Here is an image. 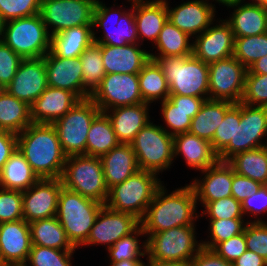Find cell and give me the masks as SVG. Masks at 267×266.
<instances>
[{"label":"cell","instance_id":"f6af8a7d","mask_svg":"<svg viewBox=\"0 0 267 266\" xmlns=\"http://www.w3.org/2000/svg\"><path fill=\"white\" fill-rule=\"evenodd\" d=\"M76 251H64L32 245L26 264L28 266H72Z\"/></svg>","mask_w":267,"mask_h":266},{"label":"cell","instance_id":"836d02e7","mask_svg":"<svg viewBox=\"0 0 267 266\" xmlns=\"http://www.w3.org/2000/svg\"><path fill=\"white\" fill-rule=\"evenodd\" d=\"M39 180L17 148L0 171V188L26 191Z\"/></svg>","mask_w":267,"mask_h":266},{"label":"cell","instance_id":"8fae6325","mask_svg":"<svg viewBox=\"0 0 267 266\" xmlns=\"http://www.w3.org/2000/svg\"><path fill=\"white\" fill-rule=\"evenodd\" d=\"M196 228V225L179 226L151 234L147 238V255L160 261L190 262L202 247Z\"/></svg>","mask_w":267,"mask_h":266},{"label":"cell","instance_id":"9c48e42d","mask_svg":"<svg viewBox=\"0 0 267 266\" xmlns=\"http://www.w3.org/2000/svg\"><path fill=\"white\" fill-rule=\"evenodd\" d=\"M267 138V107L235 103L234 143H229L218 159L228 162L236 154L263 147Z\"/></svg>","mask_w":267,"mask_h":266},{"label":"cell","instance_id":"6f0895ef","mask_svg":"<svg viewBox=\"0 0 267 266\" xmlns=\"http://www.w3.org/2000/svg\"><path fill=\"white\" fill-rule=\"evenodd\" d=\"M189 266H233V264L226 261L214 250L202 246L189 262Z\"/></svg>","mask_w":267,"mask_h":266},{"label":"cell","instance_id":"5b68a950","mask_svg":"<svg viewBox=\"0 0 267 266\" xmlns=\"http://www.w3.org/2000/svg\"><path fill=\"white\" fill-rule=\"evenodd\" d=\"M162 182L158 174L138 170L124 182L109 189L105 205L114 211L129 213L141 220L157 189L164 184Z\"/></svg>","mask_w":267,"mask_h":266},{"label":"cell","instance_id":"ab89813d","mask_svg":"<svg viewBox=\"0 0 267 266\" xmlns=\"http://www.w3.org/2000/svg\"><path fill=\"white\" fill-rule=\"evenodd\" d=\"M228 163L237 174L267 185V153L263 147L238 153Z\"/></svg>","mask_w":267,"mask_h":266},{"label":"cell","instance_id":"d6986e66","mask_svg":"<svg viewBox=\"0 0 267 266\" xmlns=\"http://www.w3.org/2000/svg\"><path fill=\"white\" fill-rule=\"evenodd\" d=\"M209 0H191L170 8L166 1L168 20L191 38L201 34L216 21V6Z\"/></svg>","mask_w":267,"mask_h":266},{"label":"cell","instance_id":"f546056e","mask_svg":"<svg viewBox=\"0 0 267 266\" xmlns=\"http://www.w3.org/2000/svg\"><path fill=\"white\" fill-rule=\"evenodd\" d=\"M134 18L139 44L142 45L146 39L155 44L168 20L166 1L134 0Z\"/></svg>","mask_w":267,"mask_h":266},{"label":"cell","instance_id":"4dcf8cb0","mask_svg":"<svg viewBox=\"0 0 267 266\" xmlns=\"http://www.w3.org/2000/svg\"><path fill=\"white\" fill-rule=\"evenodd\" d=\"M100 158L108 190L140 170L131 144L120 143Z\"/></svg>","mask_w":267,"mask_h":266},{"label":"cell","instance_id":"7bdbcfd3","mask_svg":"<svg viewBox=\"0 0 267 266\" xmlns=\"http://www.w3.org/2000/svg\"><path fill=\"white\" fill-rule=\"evenodd\" d=\"M267 55V32L246 37H234L233 56L247 69Z\"/></svg>","mask_w":267,"mask_h":266},{"label":"cell","instance_id":"d6a6232c","mask_svg":"<svg viewBox=\"0 0 267 266\" xmlns=\"http://www.w3.org/2000/svg\"><path fill=\"white\" fill-rule=\"evenodd\" d=\"M92 42V25L76 26L51 36V51L58 57L77 58Z\"/></svg>","mask_w":267,"mask_h":266},{"label":"cell","instance_id":"30bf717a","mask_svg":"<svg viewBox=\"0 0 267 266\" xmlns=\"http://www.w3.org/2000/svg\"><path fill=\"white\" fill-rule=\"evenodd\" d=\"M159 125L150 121L130 143L139 169L158 175L169 170L176 160L174 159L173 136Z\"/></svg>","mask_w":267,"mask_h":266},{"label":"cell","instance_id":"6da1fadb","mask_svg":"<svg viewBox=\"0 0 267 266\" xmlns=\"http://www.w3.org/2000/svg\"><path fill=\"white\" fill-rule=\"evenodd\" d=\"M197 205L196 194L190 183L173 190L170 194L162 184L140 220L146 239L153 233L173 227L196 225L200 217L197 214Z\"/></svg>","mask_w":267,"mask_h":266},{"label":"cell","instance_id":"89a4df30","mask_svg":"<svg viewBox=\"0 0 267 266\" xmlns=\"http://www.w3.org/2000/svg\"><path fill=\"white\" fill-rule=\"evenodd\" d=\"M266 141H264V145H263V148L265 149L266 153H267V138L265 139Z\"/></svg>","mask_w":267,"mask_h":266},{"label":"cell","instance_id":"8992f818","mask_svg":"<svg viewBox=\"0 0 267 266\" xmlns=\"http://www.w3.org/2000/svg\"><path fill=\"white\" fill-rule=\"evenodd\" d=\"M65 188L105 205L108 188L100 157L72 155L66 158L61 177Z\"/></svg>","mask_w":267,"mask_h":266},{"label":"cell","instance_id":"f907efd6","mask_svg":"<svg viewBox=\"0 0 267 266\" xmlns=\"http://www.w3.org/2000/svg\"><path fill=\"white\" fill-rule=\"evenodd\" d=\"M247 250L252 251L267 261V224L248 222L244 229Z\"/></svg>","mask_w":267,"mask_h":266},{"label":"cell","instance_id":"f1b7e54d","mask_svg":"<svg viewBox=\"0 0 267 266\" xmlns=\"http://www.w3.org/2000/svg\"><path fill=\"white\" fill-rule=\"evenodd\" d=\"M173 149L174 159L182 156L187 166L199 172L219 161L211 142L189 132L173 136Z\"/></svg>","mask_w":267,"mask_h":266},{"label":"cell","instance_id":"7a4b0ae2","mask_svg":"<svg viewBox=\"0 0 267 266\" xmlns=\"http://www.w3.org/2000/svg\"><path fill=\"white\" fill-rule=\"evenodd\" d=\"M17 148L39 179H61L67 156L53 124H30L17 135Z\"/></svg>","mask_w":267,"mask_h":266},{"label":"cell","instance_id":"d590c367","mask_svg":"<svg viewBox=\"0 0 267 266\" xmlns=\"http://www.w3.org/2000/svg\"><path fill=\"white\" fill-rule=\"evenodd\" d=\"M30 124V106L4 89L0 94V129L18 135Z\"/></svg>","mask_w":267,"mask_h":266},{"label":"cell","instance_id":"603a6c76","mask_svg":"<svg viewBox=\"0 0 267 266\" xmlns=\"http://www.w3.org/2000/svg\"><path fill=\"white\" fill-rule=\"evenodd\" d=\"M201 178H194L190 182L197 202L205 207L209 202L224 197H231L232 166L228 162L218 161L206 170L200 171Z\"/></svg>","mask_w":267,"mask_h":266},{"label":"cell","instance_id":"f5cc1de1","mask_svg":"<svg viewBox=\"0 0 267 266\" xmlns=\"http://www.w3.org/2000/svg\"><path fill=\"white\" fill-rule=\"evenodd\" d=\"M23 59L3 41L0 42V84L6 88Z\"/></svg>","mask_w":267,"mask_h":266},{"label":"cell","instance_id":"a7ac6f4b","mask_svg":"<svg viewBox=\"0 0 267 266\" xmlns=\"http://www.w3.org/2000/svg\"><path fill=\"white\" fill-rule=\"evenodd\" d=\"M0 266H28V265L25 263V264H6V265H0Z\"/></svg>","mask_w":267,"mask_h":266},{"label":"cell","instance_id":"2644e50d","mask_svg":"<svg viewBox=\"0 0 267 266\" xmlns=\"http://www.w3.org/2000/svg\"><path fill=\"white\" fill-rule=\"evenodd\" d=\"M4 87L0 84V94L4 91Z\"/></svg>","mask_w":267,"mask_h":266},{"label":"cell","instance_id":"e7e4bbea","mask_svg":"<svg viewBox=\"0 0 267 266\" xmlns=\"http://www.w3.org/2000/svg\"><path fill=\"white\" fill-rule=\"evenodd\" d=\"M4 25H5V21L3 20L2 16L0 15V42L3 41Z\"/></svg>","mask_w":267,"mask_h":266},{"label":"cell","instance_id":"b9f144b4","mask_svg":"<svg viewBox=\"0 0 267 266\" xmlns=\"http://www.w3.org/2000/svg\"><path fill=\"white\" fill-rule=\"evenodd\" d=\"M145 237L141 226H139L133 233L122 237L113 246L109 247L108 258L110 263H117L122 260H141V257L147 256V239L140 242V237ZM139 237V239H138ZM141 244H140V243Z\"/></svg>","mask_w":267,"mask_h":266},{"label":"cell","instance_id":"3957f363","mask_svg":"<svg viewBox=\"0 0 267 266\" xmlns=\"http://www.w3.org/2000/svg\"><path fill=\"white\" fill-rule=\"evenodd\" d=\"M160 66L170 94L209 98V68L194 55L150 57Z\"/></svg>","mask_w":267,"mask_h":266},{"label":"cell","instance_id":"9a60e30c","mask_svg":"<svg viewBox=\"0 0 267 266\" xmlns=\"http://www.w3.org/2000/svg\"><path fill=\"white\" fill-rule=\"evenodd\" d=\"M90 99L105 112L117 107L144 103L140 92L138 74H106Z\"/></svg>","mask_w":267,"mask_h":266},{"label":"cell","instance_id":"277c9868","mask_svg":"<svg viewBox=\"0 0 267 266\" xmlns=\"http://www.w3.org/2000/svg\"><path fill=\"white\" fill-rule=\"evenodd\" d=\"M104 204L62 187L56 217L76 248L86 242L97 214Z\"/></svg>","mask_w":267,"mask_h":266},{"label":"cell","instance_id":"94428289","mask_svg":"<svg viewBox=\"0 0 267 266\" xmlns=\"http://www.w3.org/2000/svg\"><path fill=\"white\" fill-rule=\"evenodd\" d=\"M247 73H256L267 75V55L258 59L248 69Z\"/></svg>","mask_w":267,"mask_h":266},{"label":"cell","instance_id":"11a10c76","mask_svg":"<svg viewBox=\"0 0 267 266\" xmlns=\"http://www.w3.org/2000/svg\"><path fill=\"white\" fill-rule=\"evenodd\" d=\"M212 250L226 261L233 263L247 250L244 232L218 243Z\"/></svg>","mask_w":267,"mask_h":266},{"label":"cell","instance_id":"be15d7a7","mask_svg":"<svg viewBox=\"0 0 267 266\" xmlns=\"http://www.w3.org/2000/svg\"><path fill=\"white\" fill-rule=\"evenodd\" d=\"M109 266H145L143 260H122L117 263H109Z\"/></svg>","mask_w":267,"mask_h":266},{"label":"cell","instance_id":"816d5d0a","mask_svg":"<svg viewBox=\"0 0 267 266\" xmlns=\"http://www.w3.org/2000/svg\"><path fill=\"white\" fill-rule=\"evenodd\" d=\"M235 103L226 111L222 123L217 127L213 140V150L219 154L229 143H234Z\"/></svg>","mask_w":267,"mask_h":266},{"label":"cell","instance_id":"9f6ffc18","mask_svg":"<svg viewBox=\"0 0 267 266\" xmlns=\"http://www.w3.org/2000/svg\"><path fill=\"white\" fill-rule=\"evenodd\" d=\"M261 186V183L237 174L232 167L231 193L237 201L242 202L247 197L257 193Z\"/></svg>","mask_w":267,"mask_h":266},{"label":"cell","instance_id":"681fc988","mask_svg":"<svg viewBox=\"0 0 267 266\" xmlns=\"http://www.w3.org/2000/svg\"><path fill=\"white\" fill-rule=\"evenodd\" d=\"M41 0H0V15L5 22L40 13Z\"/></svg>","mask_w":267,"mask_h":266},{"label":"cell","instance_id":"74e56055","mask_svg":"<svg viewBox=\"0 0 267 266\" xmlns=\"http://www.w3.org/2000/svg\"><path fill=\"white\" fill-rule=\"evenodd\" d=\"M119 144L108 116L100 112L92 121L87 134L86 155L101 157Z\"/></svg>","mask_w":267,"mask_h":266},{"label":"cell","instance_id":"e575fe53","mask_svg":"<svg viewBox=\"0 0 267 266\" xmlns=\"http://www.w3.org/2000/svg\"><path fill=\"white\" fill-rule=\"evenodd\" d=\"M29 228L32 245L64 251L76 250L56 216L30 222Z\"/></svg>","mask_w":267,"mask_h":266},{"label":"cell","instance_id":"1f68e13d","mask_svg":"<svg viewBox=\"0 0 267 266\" xmlns=\"http://www.w3.org/2000/svg\"><path fill=\"white\" fill-rule=\"evenodd\" d=\"M233 104L225 100H205L198 113L191 119L189 133L211 142L226 111Z\"/></svg>","mask_w":267,"mask_h":266},{"label":"cell","instance_id":"44dd1931","mask_svg":"<svg viewBox=\"0 0 267 266\" xmlns=\"http://www.w3.org/2000/svg\"><path fill=\"white\" fill-rule=\"evenodd\" d=\"M31 246L29 223L24 219L0 223V265L25 264Z\"/></svg>","mask_w":267,"mask_h":266},{"label":"cell","instance_id":"db71d44e","mask_svg":"<svg viewBox=\"0 0 267 266\" xmlns=\"http://www.w3.org/2000/svg\"><path fill=\"white\" fill-rule=\"evenodd\" d=\"M241 206L245 217L247 215V217L251 216L250 219L254 218L249 222H265L260 216L267 213V185H262L257 193L243 200Z\"/></svg>","mask_w":267,"mask_h":266},{"label":"cell","instance_id":"8d00e7d4","mask_svg":"<svg viewBox=\"0 0 267 266\" xmlns=\"http://www.w3.org/2000/svg\"><path fill=\"white\" fill-rule=\"evenodd\" d=\"M187 33L182 32L169 20L160 31L153 49L157 48L158 53H151L150 57H174L193 55V40Z\"/></svg>","mask_w":267,"mask_h":266},{"label":"cell","instance_id":"cb8c5ba5","mask_svg":"<svg viewBox=\"0 0 267 266\" xmlns=\"http://www.w3.org/2000/svg\"><path fill=\"white\" fill-rule=\"evenodd\" d=\"M207 99L209 98L170 94L166 100L160 102V111L166 127L160 126L171 136L189 132L191 119Z\"/></svg>","mask_w":267,"mask_h":266},{"label":"cell","instance_id":"03108f58","mask_svg":"<svg viewBox=\"0 0 267 266\" xmlns=\"http://www.w3.org/2000/svg\"><path fill=\"white\" fill-rule=\"evenodd\" d=\"M238 1H240V0H215V3L218 2L219 5L222 4V5L225 6V5L229 4V3L238 2Z\"/></svg>","mask_w":267,"mask_h":266},{"label":"cell","instance_id":"003e7915","mask_svg":"<svg viewBox=\"0 0 267 266\" xmlns=\"http://www.w3.org/2000/svg\"><path fill=\"white\" fill-rule=\"evenodd\" d=\"M259 2L267 10V0H255Z\"/></svg>","mask_w":267,"mask_h":266},{"label":"cell","instance_id":"91938a15","mask_svg":"<svg viewBox=\"0 0 267 266\" xmlns=\"http://www.w3.org/2000/svg\"><path fill=\"white\" fill-rule=\"evenodd\" d=\"M232 264L233 266H267V261L258 254L246 250Z\"/></svg>","mask_w":267,"mask_h":266},{"label":"cell","instance_id":"484cf974","mask_svg":"<svg viewBox=\"0 0 267 266\" xmlns=\"http://www.w3.org/2000/svg\"><path fill=\"white\" fill-rule=\"evenodd\" d=\"M228 8L234 9L224 19L231 27L234 37L260 35L267 32V10L257 1L229 3Z\"/></svg>","mask_w":267,"mask_h":266},{"label":"cell","instance_id":"83f0119b","mask_svg":"<svg viewBox=\"0 0 267 266\" xmlns=\"http://www.w3.org/2000/svg\"><path fill=\"white\" fill-rule=\"evenodd\" d=\"M150 105L144 102L117 107L104 112L108 116L120 143L130 144L136 134L151 121Z\"/></svg>","mask_w":267,"mask_h":266},{"label":"cell","instance_id":"ee69618b","mask_svg":"<svg viewBox=\"0 0 267 266\" xmlns=\"http://www.w3.org/2000/svg\"><path fill=\"white\" fill-rule=\"evenodd\" d=\"M247 219H228V220H209V235L210 239L201 240L202 246L213 249L218 243L228 240L236 235L244 232L245 226L248 223ZM210 240V241H209Z\"/></svg>","mask_w":267,"mask_h":266},{"label":"cell","instance_id":"7c38bea8","mask_svg":"<svg viewBox=\"0 0 267 266\" xmlns=\"http://www.w3.org/2000/svg\"><path fill=\"white\" fill-rule=\"evenodd\" d=\"M100 112L99 107L90 98L80 100L53 124L67 157L86 155L87 134L92 121Z\"/></svg>","mask_w":267,"mask_h":266},{"label":"cell","instance_id":"52a82bcc","mask_svg":"<svg viewBox=\"0 0 267 266\" xmlns=\"http://www.w3.org/2000/svg\"><path fill=\"white\" fill-rule=\"evenodd\" d=\"M127 11L117 5V9L111 5L107 7L103 1L97 0L93 13V40L98 44L111 46H125L127 44H139L137 25L134 18V0ZM113 7V8H112ZM114 19V20H113ZM102 31L101 37L97 36L94 28ZM102 29V30H101Z\"/></svg>","mask_w":267,"mask_h":266},{"label":"cell","instance_id":"4fadbf2b","mask_svg":"<svg viewBox=\"0 0 267 266\" xmlns=\"http://www.w3.org/2000/svg\"><path fill=\"white\" fill-rule=\"evenodd\" d=\"M96 1L41 0L40 15L49 34L53 36L68 28L93 25Z\"/></svg>","mask_w":267,"mask_h":266},{"label":"cell","instance_id":"ac0fdd59","mask_svg":"<svg viewBox=\"0 0 267 266\" xmlns=\"http://www.w3.org/2000/svg\"><path fill=\"white\" fill-rule=\"evenodd\" d=\"M233 51V31L224 19L216 20L193 40V55L207 64L229 58Z\"/></svg>","mask_w":267,"mask_h":266},{"label":"cell","instance_id":"6125c7cd","mask_svg":"<svg viewBox=\"0 0 267 266\" xmlns=\"http://www.w3.org/2000/svg\"><path fill=\"white\" fill-rule=\"evenodd\" d=\"M147 264L145 266H189V262L184 261H160L151 259L148 255L146 257Z\"/></svg>","mask_w":267,"mask_h":266},{"label":"cell","instance_id":"bcb514c9","mask_svg":"<svg viewBox=\"0 0 267 266\" xmlns=\"http://www.w3.org/2000/svg\"><path fill=\"white\" fill-rule=\"evenodd\" d=\"M201 212L199 213L200 218L207 216L209 220L244 219L245 217L242 212L241 202L237 201L233 196L209 202Z\"/></svg>","mask_w":267,"mask_h":266},{"label":"cell","instance_id":"e0dca14e","mask_svg":"<svg viewBox=\"0 0 267 266\" xmlns=\"http://www.w3.org/2000/svg\"><path fill=\"white\" fill-rule=\"evenodd\" d=\"M62 187L61 179L43 178L23 191V219L30 223L55 217Z\"/></svg>","mask_w":267,"mask_h":266},{"label":"cell","instance_id":"f35d334b","mask_svg":"<svg viewBox=\"0 0 267 266\" xmlns=\"http://www.w3.org/2000/svg\"><path fill=\"white\" fill-rule=\"evenodd\" d=\"M141 96L145 103L164 101L169 95V87L163 71L157 62L150 59L138 73Z\"/></svg>","mask_w":267,"mask_h":266},{"label":"cell","instance_id":"680465c9","mask_svg":"<svg viewBox=\"0 0 267 266\" xmlns=\"http://www.w3.org/2000/svg\"><path fill=\"white\" fill-rule=\"evenodd\" d=\"M17 149V135L0 129V171Z\"/></svg>","mask_w":267,"mask_h":266},{"label":"cell","instance_id":"ba28073f","mask_svg":"<svg viewBox=\"0 0 267 266\" xmlns=\"http://www.w3.org/2000/svg\"><path fill=\"white\" fill-rule=\"evenodd\" d=\"M3 42L22 59L42 58L51 50V35L40 13L5 22Z\"/></svg>","mask_w":267,"mask_h":266},{"label":"cell","instance_id":"60d3db41","mask_svg":"<svg viewBox=\"0 0 267 266\" xmlns=\"http://www.w3.org/2000/svg\"><path fill=\"white\" fill-rule=\"evenodd\" d=\"M82 62V76L84 86V99L90 98L100 86L106 71L102 61L101 47L92 42L79 56Z\"/></svg>","mask_w":267,"mask_h":266},{"label":"cell","instance_id":"5bb4252c","mask_svg":"<svg viewBox=\"0 0 267 266\" xmlns=\"http://www.w3.org/2000/svg\"><path fill=\"white\" fill-rule=\"evenodd\" d=\"M208 68L209 99L241 102L247 68L234 56L211 62Z\"/></svg>","mask_w":267,"mask_h":266},{"label":"cell","instance_id":"7dc6e473","mask_svg":"<svg viewBox=\"0 0 267 266\" xmlns=\"http://www.w3.org/2000/svg\"><path fill=\"white\" fill-rule=\"evenodd\" d=\"M242 103L267 107V75L246 73Z\"/></svg>","mask_w":267,"mask_h":266},{"label":"cell","instance_id":"2e32d148","mask_svg":"<svg viewBox=\"0 0 267 266\" xmlns=\"http://www.w3.org/2000/svg\"><path fill=\"white\" fill-rule=\"evenodd\" d=\"M140 226V220L134 215L117 212L103 205L91 228L86 242L82 245H104L107 249L114 245L122 237L133 233Z\"/></svg>","mask_w":267,"mask_h":266},{"label":"cell","instance_id":"c3c4849f","mask_svg":"<svg viewBox=\"0 0 267 266\" xmlns=\"http://www.w3.org/2000/svg\"><path fill=\"white\" fill-rule=\"evenodd\" d=\"M23 219L22 191L0 188V223Z\"/></svg>","mask_w":267,"mask_h":266},{"label":"cell","instance_id":"ffe728a7","mask_svg":"<svg viewBox=\"0 0 267 266\" xmlns=\"http://www.w3.org/2000/svg\"><path fill=\"white\" fill-rule=\"evenodd\" d=\"M47 87L46 66L42 57L23 59L5 90L31 106Z\"/></svg>","mask_w":267,"mask_h":266},{"label":"cell","instance_id":"7402d4cb","mask_svg":"<svg viewBox=\"0 0 267 266\" xmlns=\"http://www.w3.org/2000/svg\"><path fill=\"white\" fill-rule=\"evenodd\" d=\"M48 86L75 93L84 100L82 62L77 58H62L51 50L44 56Z\"/></svg>","mask_w":267,"mask_h":266},{"label":"cell","instance_id":"d4e9b609","mask_svg":"<svg viewBox=\"0 0 267 266\" xmlns=\"http://www.w3.org/2000/svg\"><path fill=\"white\" fill-rule=\"evenodd\" d=\"M80 100L71 91L48 86L30 106L32 123L54 124Z\"/></svg>","mask_w":267,"mask_h":266},{"label":"cell","instance_id":"4316f807","mask_svg":"<svg viewBox=\"0 0 267 266\" xmlns=\"http://www.w3.org/2000/svg\"><path fill=\"white\" fill-rule=\"evenodd\" d=\"M106 74H138L151 59L150 50L141 48V44L111 46L99 44Z\"/></svg>","mask_w":267,"mask_h":266}]
</instances>
